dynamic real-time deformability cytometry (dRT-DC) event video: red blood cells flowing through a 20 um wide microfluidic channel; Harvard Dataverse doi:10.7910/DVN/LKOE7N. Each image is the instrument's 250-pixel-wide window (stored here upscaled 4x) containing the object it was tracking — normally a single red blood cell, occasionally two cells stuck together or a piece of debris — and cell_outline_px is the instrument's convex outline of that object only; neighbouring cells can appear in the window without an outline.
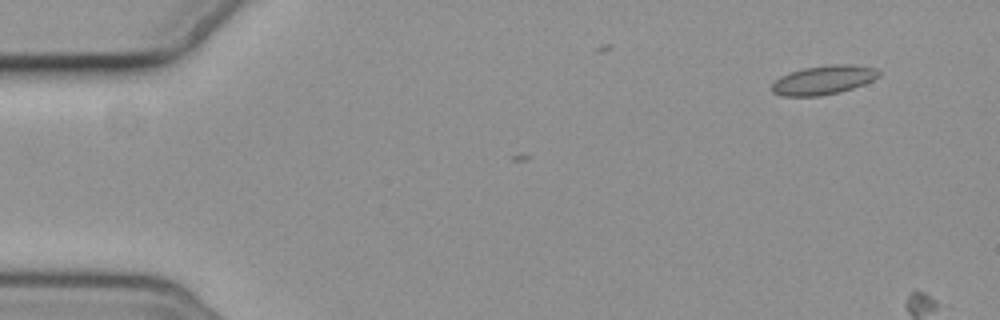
{"species": "common noctule bat (a hibernating species)", "species_latin": "Nyctalus noctula", "temperature_condition": "cold", "stored_images_in_passage": 2, "camera_frame_rate_fps": 3000, "um_per_image_px": 0.085, "animal": {"sex": "female", "body_mass_g": 19.3, "forearm_length_mm": 54.1}, "frame": {"image": 1, "passage_image": 2, "time_ms": 1.0, "image_size_px": [1000, 320], "cell_outline_px": [[880, 76], [864, 84], [840, 92], [820, 96], [780, 96], [772, 92], [772, 84], [780, 76], [788, 72], [804, 68], [828, 64], [848, 64], [876, 68], [880, 72]], "centroid_in_image_um": [69.98, 6.8], "position_along_channel_um": 15.0, "area_um2": 18.21}}